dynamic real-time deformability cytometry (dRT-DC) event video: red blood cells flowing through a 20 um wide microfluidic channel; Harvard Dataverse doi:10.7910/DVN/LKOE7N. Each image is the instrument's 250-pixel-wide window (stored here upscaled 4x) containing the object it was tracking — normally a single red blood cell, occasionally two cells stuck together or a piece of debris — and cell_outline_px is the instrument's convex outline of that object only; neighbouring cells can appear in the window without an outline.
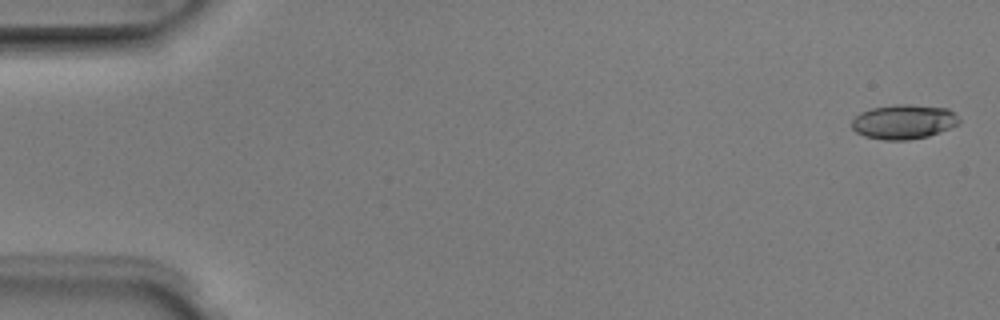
{"species": "Egyptian fruit bat (a non-hibernating species)", "species_latin": "Rousettus aegyptiacus", "temperature_condition": "room temperature", "stored_images_in_passage": 5, "camera_frame_rate_fps": 3000, "um_per_image_px": 0.085, "animal": {"sex": "male"}, "frame": {"image": 1, "passage_image": 1, "time_ms": 0.0, "image_size_px": [1000, 320], "cell_outline_px": [[960, 124], [940, 132], [928, 136], [908, 140], [884, 140], [864, 136], [856, 132], [852, 128], [852, 120], [860, 112], [872, 108], [896, 104], [912, 104], [948, 108], [960, 120]], "centroid_in_image_um": [76.82, 10.35], "position_along_channel_um": 8.2, "area_um2": 21.68}}
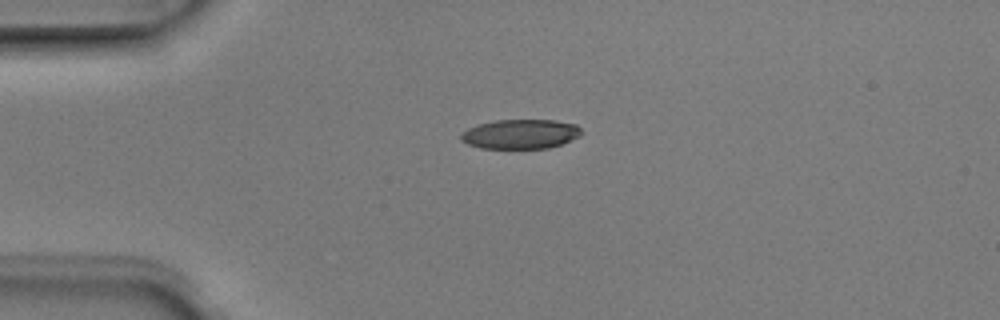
{"frame": {"image": 2, "passage_image": 4, "time_ms": 1.0, "image_size_px": [1000, 320], "cell_outline_px": [[580, 136], [560, 144], [548, 148], [480, 148], [468, 144], [460, 140], [460, 136], [468, 128], [480, 124], [496, 120], [556, 120], [576, 124], [580, 128]], "centroid_in_image_um": [44.24, 11.39], "position_along_channel_um": 40.8, "area_um2": 20.52}}